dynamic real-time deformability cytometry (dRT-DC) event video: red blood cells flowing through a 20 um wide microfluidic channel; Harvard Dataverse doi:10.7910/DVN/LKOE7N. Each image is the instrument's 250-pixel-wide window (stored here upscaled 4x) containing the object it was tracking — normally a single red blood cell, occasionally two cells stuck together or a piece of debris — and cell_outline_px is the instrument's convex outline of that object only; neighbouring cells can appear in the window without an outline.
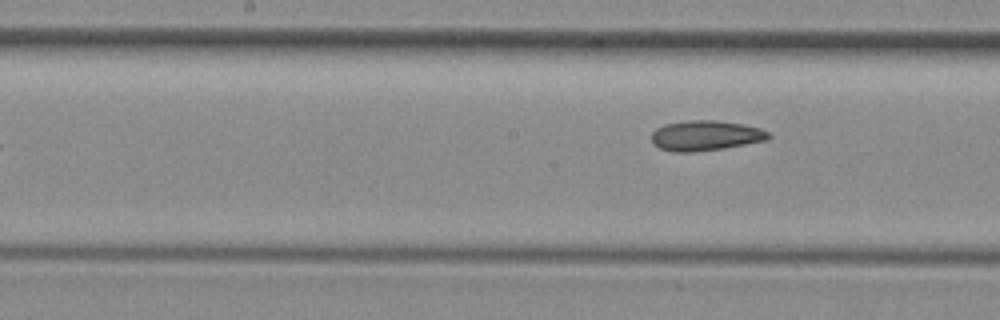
{"species": "common noctule bat (a hibernating species)", "species_latin": "Nyctalus noctula", "temperature_condition": "room temperature", "stored_images_in_passage": 7, "camera_frame_rate_fps": 3000, "um_per_image_px": 0.085, "animal": {"sex": "female", "body_mass_g": 29.2, "forearm_length_mm": 56.3}, "frame": {"image": 1, "passage_image": 7, "time_ms": 8.0, "image_size_px": [1000, 320], "cell_outline_px": [[772, 136], [768, 140], [724, 148], [692, 152], [676, 152], [660, 148], [652, 144], [652, 132], [656, 128], [664, 124], [688, 120], [716, 120], [740, 124], [760, 128], [772, 132]], "centroid_in_image_um": [59.99, 11.52], "position_along_channel_um": 188.2, "area_um2": 20.69}}